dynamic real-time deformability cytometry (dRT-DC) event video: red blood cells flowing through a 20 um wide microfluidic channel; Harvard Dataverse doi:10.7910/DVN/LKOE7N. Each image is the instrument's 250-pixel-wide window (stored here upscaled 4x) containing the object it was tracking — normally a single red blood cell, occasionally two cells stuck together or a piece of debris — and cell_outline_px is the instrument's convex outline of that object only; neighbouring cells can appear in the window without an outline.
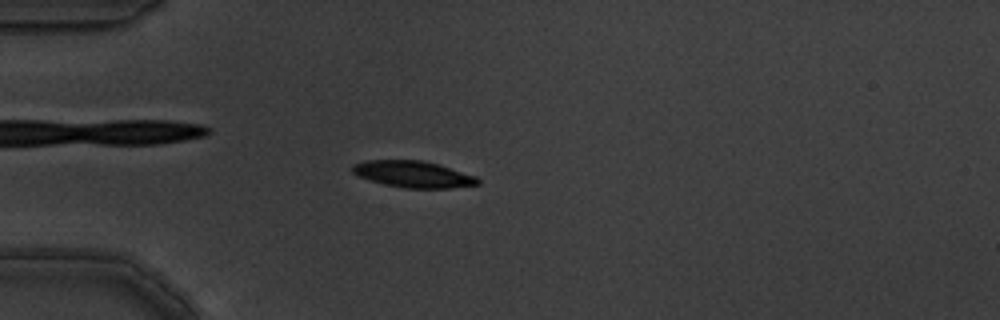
{"species": "common noctule bat (a hibernating species)", "species_latin": "Nyctalus noctula", "temperature_condition": "warm", "stored_images_in_passage": 5, "camera_frame_rate_fps": 3000, "um_per_image_px": 0.085, "animal": {"sex": "male", "body_mass_g": 19.5, "forearm_length_mm": 54.6}, "frame": {"image": 1, "passage_image": 5, "time_ms": 1.333, "image_size_px": [1000, 320], "cell_outline_px": [[480, 184], [448, 188], [404, 188], [384, 184], [360, 176], [352, 172], [352, 164], [364, 160], [424, 160], [440, 164], [476, 176], [480, 180]], "centroid_in_image_um": [35.14, 14.79], "position_along_channel_um": 49.9, "area_um2": 19.42}}